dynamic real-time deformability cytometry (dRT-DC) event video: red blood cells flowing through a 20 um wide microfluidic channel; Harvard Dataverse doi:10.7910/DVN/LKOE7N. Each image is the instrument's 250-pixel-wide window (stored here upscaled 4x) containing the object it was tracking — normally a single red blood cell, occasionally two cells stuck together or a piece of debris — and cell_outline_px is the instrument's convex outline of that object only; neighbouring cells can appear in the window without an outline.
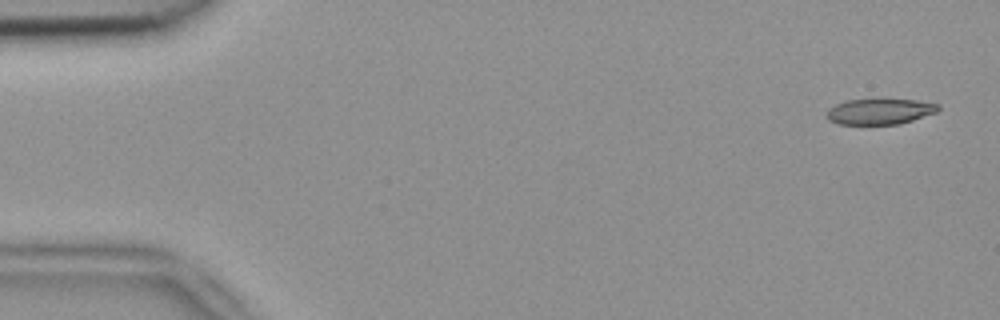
{"species": "common noctule bat (a hibernating species)", "species_latin": "Nyctalus noctula", "temperature_condition": "room temperature", "stored_images_in_passage": 3, "camera_frame_rate_fps": 3000, "um_per_image_px": 0.085, "animal": {"sex": "female", "body_mass_g": 18.4}, "frame": {"image": 1, "passage_image": 1, "time_ms": 0.0, "image_size_px": [1000, 320], "cell_outline_px": [[940, 108], [936, 112], [900, 124], [836, 124], [828, 120], [824, 116], [828, 108], [836, 104], [848, 100], [916, 100], [940, 104]], "centroid_in_image_um": [74.74, 9.49], "position_along_channel_um": 10.3, "area_um2": 16.65}}